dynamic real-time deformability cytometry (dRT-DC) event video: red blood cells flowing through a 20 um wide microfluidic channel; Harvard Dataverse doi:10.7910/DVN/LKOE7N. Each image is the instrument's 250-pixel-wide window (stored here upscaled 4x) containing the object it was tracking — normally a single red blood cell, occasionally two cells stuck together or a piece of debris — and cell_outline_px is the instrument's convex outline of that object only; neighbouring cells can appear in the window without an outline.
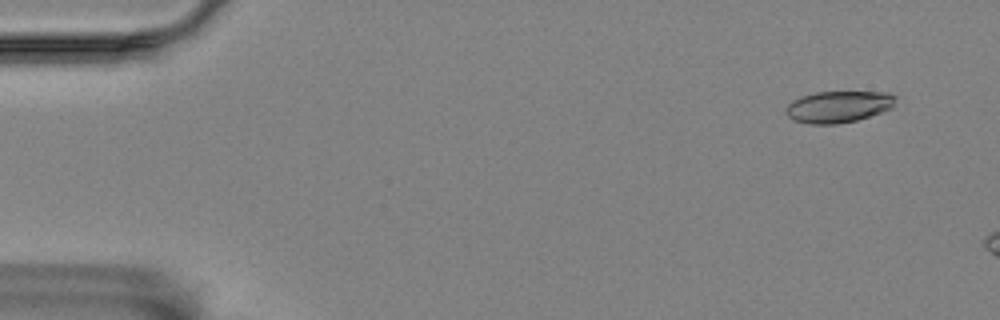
{"species": "Egyptian fruit bat (a non-hibernating species)", "species_latin": "Rousettus aegyptiacus", "temperature_condition": "room temperature", "stored_images_in_passage": 12, "camera_frame_rate_fps": 3000, "um_per_image_px": 0.085, "animal": {"sex": "female"}, "frame": {"image": 1, "passage_image": 4, "time_ms": 1.0, "image_size_px": [1000, 320], "cell_outline_px": [[900, 96], [892, 108], [856, 120], [836, 124], [808, 124], [792, 120], [784, 112], [784, 108], [792, 100], [800, 96], [816, 92], [888, 92]], "centroid_in_image_um": [71.26, 9.06], "position_along_channel_um": 13.7, "area_um2": 20.52}}